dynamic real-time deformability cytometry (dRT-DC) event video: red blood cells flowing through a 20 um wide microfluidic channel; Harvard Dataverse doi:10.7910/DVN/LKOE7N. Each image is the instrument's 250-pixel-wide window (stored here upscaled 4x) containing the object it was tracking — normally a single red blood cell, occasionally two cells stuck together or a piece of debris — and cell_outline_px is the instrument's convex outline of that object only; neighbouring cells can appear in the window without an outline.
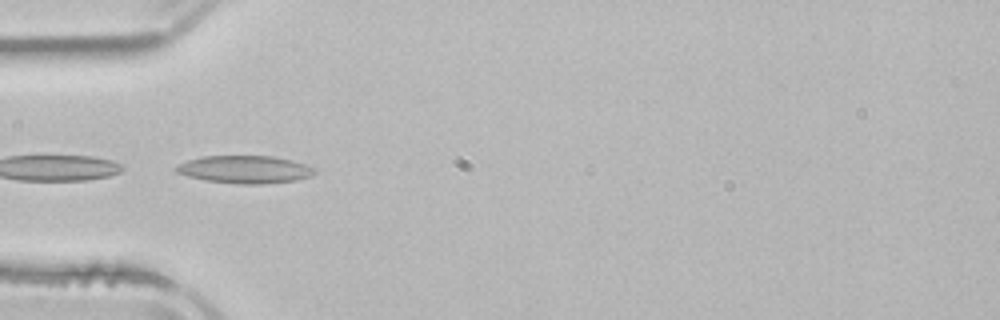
{"species": "common noctule bat (a hibernating species)", "species_latin": "Nyctalus noctula", "temperature_condition": "room temperature", "stored_images_in_passage": 4, "camera_frame_rate_fps": 3000, "um_per_image_px": 0.085, "animal": {"sex": "male", "body_mass_g": 21.5, "forearm_length_mm": 52.0}, "frame": {"image": 1, "passage_image": 4, "time_ms": 4.0, "image_size_px": [1000, 320], "cell_outline_px": [[316, 172], [312, 176], [296, 180], [264, 184], [240, 184], [204, 180], [188, 176], [176, 172], [172, 168], [176, 164], [188, 160], [204, 156], [272, 156], [292, 160], [316, 168]], "centroid_in_image_um": [20.8, 14.4], "position_along_channel_um": 64.2, "area_um2": 22.48}}